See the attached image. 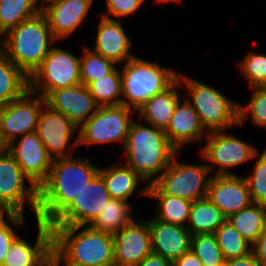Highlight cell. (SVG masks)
Returning a JSON list of instances; mask_svg holds the SVG:
<instances>
[{
    "mask_svg": "<svg viewBox=\"0 0 266 266\" xmlns=\"http://www.w3.org/2000/svg\"><path fill=\"white\" fill-rule=\"evenodd\" d=\"M98 173V167L80 156L53 159L47 180L38 188L36 220L51 225Z\"/></svg>",
    "mask_w": 266,
    "mask_h": 266,
    "instance_id": "1",
    "label": "cell"
},
{
    "mask_svg": "<svg viewBox=\"0 0 266 266\" xmlns=\"http://www.w3.org/2000/svg\"><path fill=\"white\" fill-rule=\"evenodd\" d=\"M50 227L53 266H104L114 263L113 234L94 230L89 225Z\"/></svg>",
    "mask_w": 266,
    "mask_h": 266,
    "instance_id": "2",
    "label": "cell"
},
{
    "mask_svg": "<svg viewBox=\"0 0 266 266\" xmlns=\"http://www.w3.org/2000/svg\"><path fill=\"white\" fill-rule=\"evenodd\" d=\"M124 147L126 165L148 182V185L160 176L174 156L180 153L170 143L164 130L152 125L145 126L134 120L130 124Z\"/></svg>",
    "mask_w": 266,
    "mask_h": 266,
    "instance_id": "3",
    "label": "cell"
},
{
    "mask_svg": "<svg viewBox=\"0 0 266 266\" xmlns=\"http://www.w3.org/2000/svg\"><path fill=\"white\" fill-rule=\"evenodd\" d=\"M1 37L0 49L28 78L39 68L52 48L50 45L57 41L42 12Z\"/></svg>",
    "mask_w": 266,
    "mask_h": 266,
    "instance_id": "4",
    "label": "cell"
},
{
    "mask_svg": "<svg viewBox=\"0 0 266 266\" xmlns=\"http://www.w3.org/2000/svg\"><path fill=\"white\" fill-rule=\"evenodd\" d=\"M121 72V104L137 111L150 98L165 91L177 79L176 70L134 56Z\"/></svg>",
    "mask_w": 266,
    "mask_h": 266,
    "instance_id": "5",
    "label": "cell"
},
{
    "mask_svg": "<svg viewBox=\"0 0 266 266\" xmlns=\"http://www.w3.org/2000/svg\"><path fill=\"white\" fill-rule=\"evenodd\" d=\"M178 79L181 86L185 84L189 91L188 94H183V97L193 106L208 133L227 131L228 128L239 125V102L232 101L220 90L197 79L188 78L180 73Z\"/></svg>",
    "mask_w": 266,
    "mask_h": 266,
    "instance_id": "6",
    "label": "cell"
},
{
    "mask_svg": "<svg viewBox=\"0 0 266 266\" xmlns=\"http://www.w3.org/2000/svg\"><path fill=\"white\" fill-rule=\"evenodd\" d=\"M177 160L175 155L163 173L148 185L147 194H164L191 202L206 198L211 179L207 164H188Z\"/></svg>",
    "mask_w": 266,
    "mask_h": 266,
    "instance_id": "7",
    "label": "cell"
},
{
    "mask_svg": "<svg viewBox=\"0 0 266 266\" xmlns=\"http://www.w3.org/2000/svg\"><path fill=\"white\" fill-rule=\"evenodd\" d=\"M81 57L52 46L39 68L29 78V89L46 97L51 91L81 83Z\"/></svg>",
    "mask_w": 266,
    "mask_h": 266,
    "instance_id": "8",
    "label": "cell"
},
{
    "mask_svg": "<svg viewBox=\"0 0 266 266\" xmlns=\"http://www.w3.org/2000/svg\"><path fill=\"white\" fill-rule=\"evenodd\" d=\"M135 110L124 105L98 107L96 112L79 128V145L122 142L123 147Z\"/></svg>",
    "mask_w": 266,
    "mask_h": 266,
    "instance_id": "9",
    "label": "cell"
},
{
    "mask_svg": "<svg viewBox=\"0 0 266 266\" xmlns=\"http://www.w3.org/2000/svg\"><path fill=\"white\" fill-rule=\"evenodd\" d=\"M207 135V143L202 147L201 156L211 162V165L207 164L210 172L214 166L218 167L211 175H235V172L230 171L231 168L252 161L259 152L253 145L229 133L225 134V131L207 132Z\"/></svg>",
    "mask_w": 266,
    "mask_h": 266,
    "instance_id": "10",
    "label": "cell"
},
{
    "mask_svg": "<svg viewBox=\"0 0 266 266\" xmlns=\"http://www.w3.org/2000/svg\"><path fill=\"white\" fill-rule=\"evenodd\" d=\"M14 156L6 147L0 148V200L12 212L24 214V204L37 214L38 189L30 184Z\"/></svg>",
    "mask_w": 266,
    "mask_h": 266,
    "instance_id": "11",
    "label": "cell"
},
{
    "mask_svg": "<svg viewBox=\"0 0 266 266\" xmlns=\"http://www.w3.org/2000/svg\"><path fill=\"white\" fill-rule=\"evenodd\" d=\"M28 89L21 97L0 107V147H6L16 138L36 131L41 109L46 103L39 94ZM32 99V100H31Z\"/></svg>",
    "mask_w": 266,
    "mask_h": 266,
    "instance_id": "12",
    "label": "cell"
},
{
    "mask_svg": "<svg viewBox=\"0 0 266 266\" xmlns=\"http://www.w3.org/2000/svg\"><path fill=\"white\" fill-rule=\"evenodd\" d=\"M14 156L28 182L37 189L47 180L53 158L36 131L13 140L6 146Z\"/></svg>",
    "mask_w": 266,
    "mask_h": 266,
    "instance_id": "13",
    "label": "cell"
},
{
    "mask_svg": "<svg viewBox=\"0 0 266 266\" xmlns=\"http://www.w3.org/2000/svg\"><path fill=\"white\" fill-rule=\"evenodd\" d=\"M111 199L105 182L98 173L50 226L90 225Z\"/></svg>",
    "mask_w": 266,
    "mask_h": 266,
    "instance_id": "14",
    "label": "cell"
},
{
    "mask_svg": "<svg viewBox=\"0 0 266 266\" xmlns=\"http://www.w3.org/2000/svg\"><path fill=\"white\" fill-rule=\"evenodd\" d=\"M77 130L78 127L67 117L53 110L46 103L44 104L36 132L53 159L73 156L72 152L67 150L78 146V137H76L74 145L68 147L70 138L76 134Z\"/></svg>",
    "mask_w": 266,
    "mask_h": 266,
    "instance_id": "15",
    "label": "cell"
},
{
    "mask_svg": "<svg viewBox=\"0 0 266 266\" xmlns=\"http://www.w3.org/2000/svg\"><path fill=\"white\" fill-rule=\"evenodd\" d=\"M134 219L113 234L114 263L118 266H136L152 253L147 221Z\"/></svg>",
    "mask_w": 266,
    "mask_h": 266,
    "instance_id": "16",
    "label": "cell"
},
{
    "mask_svg": "<svg viewBox=\"0 0 266 266\" xmlns=\"http://www.w3.org/2000/svg\"><path fill=\"white\" fill-rule=\"evenodd\" d=\"M46 104L67 117L78 128L98 109L93 96L86 85L77 84L51 91Z\"/></svg>",
    "mask_w": 266,
    "mask_h": 266,
    "instance_id": "17",
    "label": "cell"
},
{
    "mask_svg": "<svg viewBox=\"0 0 266 266\" xmlns=\"http://www.w3.org/2000/svg\"><path fill=\"white\" fill-rule=\"evenodd\" d=\"M38 237L31 246L25 239L17 236L11 243L1 266H53L52 229L36 220Z\"/></svg>",
    "mask_w": 266,
    "mask_h": 266,
    "instance_id": "18",
    "label": "cell"
},
{
    "mask_svg": "<svg viewBox=\"0 0 266 266\" xmlns=\"http://www.w3.org/2000/svg\"><path fill=\"white\" fill-rule=\"evenodd\" d=\"M207 197L227 218L253 203L245 177L238 174L212 175Z\"/></svg>",
    "mask_w": 266,
    "mask_h": 266,
    "instance_id": "19",
    "label": "cell"
},
{
    "mask_svg": "<svg viewBox=\"0 0 266 266\" xmlns=\"http://www.w3.org/2000/svg\"><path fill=\"white\" fill-rule=\"evenodd\" d=\"M94 0H54L41 7L53 37L57 41L67 36L83 24Z\"/></svg>",
    "mask_w": 266,
    "mask_h": 266,
    "instance_id": "20",
    "label": "cell"
},
{
    "mask_svg": "<svg viewBox=\"0 0 266 266\" xmlns=\"http://www.w3.org/2000/svg\"><path fill=\"white\" fill-rule=\"evenodd\" d=\"M147 223L153 253L173 263L190 251L192 235L186 227L165 223L155 218L148 220Z\"/></svg>",
    "mask_w": 266,
    "mask_h": 266,
    "instance_id": "21",
    "label": "cell"
},
{
    "mask_svg": "<svg viewBox=\"0 0 266 266\" xmlns=\"http://www.w3.org/2000/svg\"><path fill=\"white\" fill-rule=\"evenodd\" d=\"M95 39V47L92 50L116 65L123 64L135 56L130 52L132 42L125 33L121 21L113 17H101Z\"/></svg>",
    "mask_w": 266,
    "mask_h": 266,
    "instance_id": "22",
    "label": "cell"
},
{
    "mask_svg": "<svg viewBox=\"0 0 266 266\" xmlns=\"http://www.w3.org/2000/svg\"><path fill=\"white\" fill-rule=\"evenodd\" d=\"M183 103L180 99L175 112L171 117L169 126L165 130L170 143L180 151L188 143L204 138V127L197 112L186 98Z\"/></svg>",
    "mask_w": 266,
    "mask_h": 266,
    "instance_id": "23",
    "label": "cell"
},
{
    "mask_svg": "<svg viewBox=\"0 0 266 266\" xmlns=\"http://www.w3.org/2000/svg\"><path fill=\"white\" fill-rule=\"evenodd\" d=\"M181 82L177 79L165 91L156 94L146 101L136 112L139 113V119H144L148 125L166 130L171 121V117L175 112L179 100L183 94L178 93L177 87H180Z\"/></svg>",
    "mask_w": 266,
    "mask_h": 266,
    "instance_id": "24",
    "label": "cell"
},
{
    "mask_svg": "<svg viewBox=\"0 0 266 266\" xmlns=\"http://www.w3.org/2000/svg\"><path fill=\"white\" fill-rule=\"evenodd\" d=\"M99 174L102 176L111 198L127 202L137 190L139 181L145 183V180L126 164L122 166H114L113 164L107 168H99Z\"/></svg>",
    "mask_w": 266,
    "mask_h": 266,
    "instance_id": "25",
    "label": "cell"
},
{
    "mask_svg": "<svg viewBox=\"0 0 266 266\" xmlns=\"http://www.w3.org/2000/svg\"><path fill=\"white\" fill-rule=\"evenodd\" d=\"M227 217L208 197L192 202L186 228L190 234L214 233Z\"/></svg>",
    "mask_w": 266,
    "mask_h": 266,
    "instance_id": "26",
    "label": "cell"
},
{
    "mask_svg": "<svg viewBox=\"0 0 266 266\" xmlns=\"http://www.w3.org/2000/svg\"><path fill=\"white\" fill-rule=\"evenodd\" d=\"M29 89V78L0 49V107L21 97Z\"/></svg>",
    "mask_w": 266,
    "mask_h": 266,
    "instance_id": "27",
    "label": "cell"
},
{
    "mask_svg": "<svg viewBox=\"0 0 266 266\" xmlns=\"http://www.w3.org/2000/svg\"><path fill=\"white\" fill-rule=\"evenodd\" d=\"M227 221L251 245L266 228V206L252 203L227 218Z\"/></svg>",
    "mask_w": 266,
    "mask_h": 266,
    "instance_id": "28",
    "label": "cell"
},
{
    "mask_svg": "<svg viewBox=\"0 0 266 266\" xmlns=\"http://www.w3.org/2000/svg\"><path fill=\"white\" fill-rule=\"evenodd\" d=\"M147 188L148 185L146 184V187H143L138 193L141 196L145 195L146 197L159 200V206L156 209V216L154 218L165 223L186 227L185 223L189 219L192 202L187 199L164 194H147Z\"/></svg>",
    "mask_w": 266,
    "mask_h": 266,
    "instance_id": "29",
    "label": "cell"
},
{
    "mask_svg": "<svg viewBox=\"0 0 266 266\" xmlns=\"http://www.w3.org/2000/svg\"><path fill=\"white\" fill-rule=\"evenodd\" d=\"M131 208L127 201L111 199L89 226L97 231L115 234L134 219Z\"/></svg>",
    "mask_w": 266,
    "mask_h": 266,
    "instance_id": "30",
    "label": "cell"
},
{
    "mask_svg": "<svg viewBox=\"0 0 266 266\" xmlns=\"http://www.w3.org/2000/svg\"><path fill=\"white\" fill-rule=\"evenodd\" d=\"M39 12L38 0H0V37Z\"/></svg>",
    "mask_w": 266,
    "mask_h": 266,
    "instance_id": "31",
    "label": "cell"
},
{
    "mask_svg": "<svg viewBox=\"0 0 266 266\" xmlns=\"http://www.w3.org/2000/svg\"><path fill=\"white\" fill-rule=\"evenodd\" d=\"M118 68L87 86L99 107L121 105L122 80Z\"/></svg>",
    "mask_w": 266,
    "mask_h": 266,
    "instance_id": "32",
    "label": "cell"
},
{
    "mask_svg": "<svg viewBox=\"0 0 266 266\" xmlns=\"http://www.w3.org/2000/svg\"><path fill=\"white\" fill-rule=\"evenodd\" d=\"M214 234L225 260L243 257L252 252V245L228 221Z\"/></svg>",
    "mask_w": 266,
    "mask_h": 266,
    "instance_id": "33",
    "label": "cell"
},
{
    "mask_svg": "<svg viewBox=\"0 0 266 266\" xmlns=\"http://www.w3.org/2000/svg\"><path fill=\"white\" fill-rule=\"evenodd\" d=\"M83 52L80 62V78L83 85L88 86L91 82L110 74L117 66L91 48L85 46Z\"/></svg>",
    "mask_w": 266,
    "mask_h": 266,
    "instance_id": "34",
    "label": "cell"
},
{
    "mask_svg": "<svg viewBox=\"0 0 266 266\" xmlns=\"http://www.w3.org/2000/svg\"><path fill=\"white\" fill-rule=\"evenodd\" d=\"M190 250L201 260L203 266H220L226 261L214 233L193 235Z\"/></svg>",
    "mask_w": 266,
    "mask_h": 266,
    "instance_id": "35",
    "label": "cell"
},
{
    "mask_svg": "<svg viewBox=\"0 0 266 266\" xmlns=\"http://www.w3.org/2000/svg\"><path fill=\"white\" fill-rule=\"evenodd\" d=\"M254 90L252 96L248 101L249 104L245 107L240 105L239 112V125L244 123L250 113L251 122L256 127L266 128V86L265 87H252ZM249 112V113H248Z\"/></svg>",
    "mask_w": 266,
    "mask_h": 266,
    "instance_id": "36",
    "label": "cell"
},
{
    "mask_svg": "<svg viewBox=\"0 0 266 266\" xmlns=\"http://www.w3.org/2000/svg\"><path fill=\"white\" fill-rule=\"evenodd\" d=\"M257 152L254 158H258L253 168L252 174L247 175V182L252 202L266 206V148L259 156Z\"/></svg>",
    "mask_w": 266,
    "mask_h": 266,
    "instance_id": "37",
    "label": "cell"
},
{
    "mask_svg": "<svg viewBox=\"0 0 266 266\" xmlns=\"http://www.w3.org/2000/svg\"><path fill=\"white\" fill-rule=\"evenodd\" d=\"M238 64L250 88L266 86V54L249 52Z\"/></svg>",
    "mask_w": 266,
    "mask_h": 266,
    "instance_id": "38",
    "label": "cell"
},
{
    "mask_svg": "<svg viewBox=\"0 0 266 266\" xmlns=\"http://www.w3.org/2000/svg\"><path fill=\"white\" fill-rule=\"evenodd\" d=\"M144 2L145 0H107L106 6L108 9L101 16L111 19L110 15H113L114 18L117 17L119 20L136 13Z\"/></svg>",
    "mask_w": 266,
    "mask_h": 266,
    "instance_id": "39",
    "label": "cell"
},
{
    "mask_svg": "<svg viewBox=\"0 0 266 266\" xmlns=\"http://www.w3.org/2000/svg\"><path fill=\"white\" fill-rule=\"evenodd\" d=\"M12 227L5 219L0 220V266L5 260L11 243L18 236Z\"/></svg>",
    "mask_w": 266,
    "mask_h": 266,
    "instance_id": "40",
    "label": "cell"
},
{
    "mask_svg": "<svg viewBox=\"0 0 266 266\" xmlns=\"http://www.w3.org/2000/svg\"><path fill=\"white\" fill-rule=\"evenodd\" d=\"M252 252L260 266H266V228L252 245Z\"/></svg>",
    "mask_w": 266,
    "mask_h": 266,
    "instance_id": "41",
    "label": "cell"
},
{
    "mask_svg": "<svg viewBox=\"0 0 266 266\" xmlns=\"http://www.w3.org/2000/svg\"><path fill=\"white\" fill-rule=\"evenodd\" d=\"M6 215L8 217V221L10 220L11 224L16 227L20 228L21 226L23 227L24 224V214L20 213H12L0 200V220L7 218L4 217Z\"/></svg>",
    "mask_w": 266,
    "mask_h": 266,
    "instance_id": "42",
    "label": "cell"
},
{
    "mask_svg": "<svg viewBox=\"0 0 266 266\" xmlns=\"http://www.w3.org/2000/svg\"><path fill=\"white\" fill-rule=\"evenodd\" d=\"M172 266H203L201 260L191 250L184 253Z\"/></svg>",
    "mask_w": 266,
    "mask_h": 266,
    "instance_id": "43",
    "label": "cell"
},
{
    "mask_svg": "<svg viewBox=\"0 0 266 266\" xmlns=\"http://www.w3.org/2000/svg\"><path fill=\"white\" fill-rule=\"evenodd\" d=\"M136 266H172V263L161 255L152 252Z\"/></svg>",
    "mask_w": 266,
    "mask_h": 266,
    "instance_id": "44",
    "label": "cell"
},
{
    "mask_svg": "<svg viewBox=\"0 0 266 266\" xmlns=\"http://www.w3.org/2000/svg\"><path fill=\"white\" fill-rule=\"evenodd\" d=\"M226 266H260L253 252L246 256L226 260Z\"/></svg>",
    "mask_w": 266,
    "mask_h": 266,
    "instance_id": "45",
    "label": "cell"
},
{
    "mask_svg": "<svg viewBox=\"0 0 266 266\" xmlns=\"http://www.w3.org/2000/svg\"><path fill=\"white\" fill-rule=\"evenodd\" d=\"M181 0H154L155 3H178L180 2Z\"/></svg>",
    "mask_w": 266,
    "mask_h": 266,
    "instance_id": "46",
    "label": "cell"
},
{
    "mask_svg": "<svg viewBox=\"0 0 266 266\" xmlns=\"http://www.w3.org/2000/svg\"><path fill=\"white\" fill-rule=\"evenodd\" d=\"M39 1H41V2H40L41 4H40L39 6L42 7L44 4L49 3V2H52V1H54V0H38V2H39Z\"/></svg>",
    "mask_w": 266,
    "mask_h": 266,
    "instance_id": "47",
    "label": "cell"
},
{
    "mask_svg": "<svg viewBox=\"0 0 266 266\" xmlns=\"http://www.w3.org/2000/svg\"><path fill=\"white\" fill-rule=\"evenodd\" d=\"M104 266H118V265L115 264V263H112V264H110V265H104Z\"/></svg>",
    "mask_w": 266,
    "mask_h": 266,
    "instance_id": "48",
    "label": "cell"
}]
</instances>
